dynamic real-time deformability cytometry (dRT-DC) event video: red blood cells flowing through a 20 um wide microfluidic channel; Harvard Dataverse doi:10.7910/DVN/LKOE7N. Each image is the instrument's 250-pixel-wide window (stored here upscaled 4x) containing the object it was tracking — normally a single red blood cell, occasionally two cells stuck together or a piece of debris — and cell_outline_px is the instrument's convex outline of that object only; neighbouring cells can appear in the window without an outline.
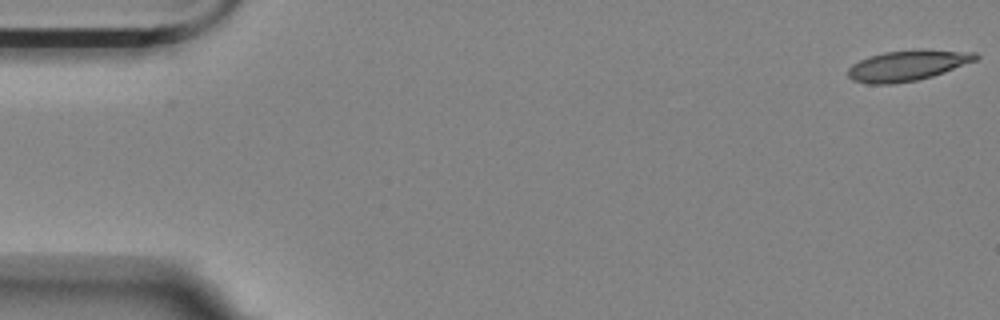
{"species": "Egyptian fruit bat (a non-hibernating species)", "species_latin": "Rousettus aegyptiacus", "temperature_condition": "room temperature", "stored_images_in_passage": 56, "camera_frame_rate_fps": 3000, "um_per_image_px": 0.085, "animal": {"sex": "female"}, "frame": {"image": 1, "passage_image": 1, "time_ms": 0.0, "image_size_px": [1000, 320], "cell_outline_px": [[980, 56], [976, 60], [944, 72], [920, 80], [892, 84], [868, 84], [852, 80], [848, 76], [848, 68], [852, 64], [868, 56], [884, 52], [920, 48], [976, 52]], "centroid_in_image_um": [77.14, 5.55], "position_along_channel_um": 7.9, "area_um2": 23.12}}
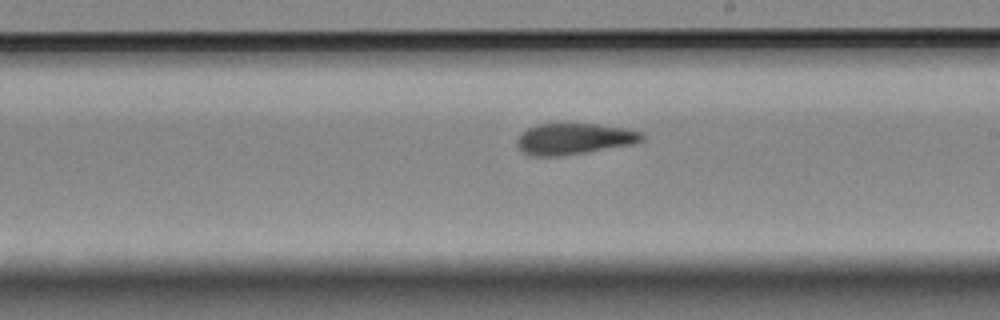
{"frame": {"image": 2, "passage_image": 32, "time_ms": 10.333, "image_size_px": [1000, 320], "cell_outline_px": [[644, 140], [636, 144], [588, 152], [560, 156], [532, 156], [524, 152], [516, 144], [516, 140], [528, 128], [536, 124], [596, 124], [628, 128], [640, 132], [644, 136]], "centroid_in_image_um": [48.85, 11.81], "position_along_channel_um": 240.1, "area_um2": 22.77}}
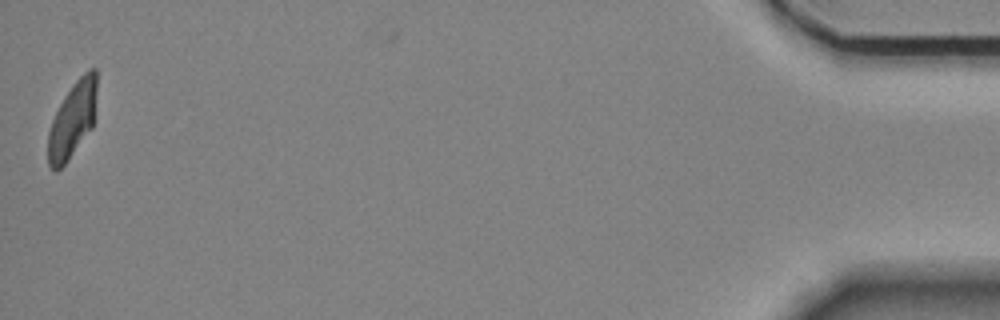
{"frame": {"image": 3, "passage_image": 56, "time_ms": 18.333, "image_size_px": [1000, 320], "cell_outline_px": [[96, 92], [92, 128], [68, 160], [60, 168], [52, 168], [48, 164], [48, 132], [52, 120], [64, 96], [72, 84], [88, 68], [96, 68]], "centroid_in_image_um": [6.16, 10.15], "position_along_channel_um": 429.0, "area_um2": 21.21}, "authors_computed_cell_mechanics": {"area_um2": 23.1778, "velocity_mm_per_s": 3.5227, "shape_relaxation_time_tau1_ms": null, "shape_relaxation_time_tau2_ms": 1.977, "deformation_change_tau1": null, "deformation_change_tau2": 0.0999}}